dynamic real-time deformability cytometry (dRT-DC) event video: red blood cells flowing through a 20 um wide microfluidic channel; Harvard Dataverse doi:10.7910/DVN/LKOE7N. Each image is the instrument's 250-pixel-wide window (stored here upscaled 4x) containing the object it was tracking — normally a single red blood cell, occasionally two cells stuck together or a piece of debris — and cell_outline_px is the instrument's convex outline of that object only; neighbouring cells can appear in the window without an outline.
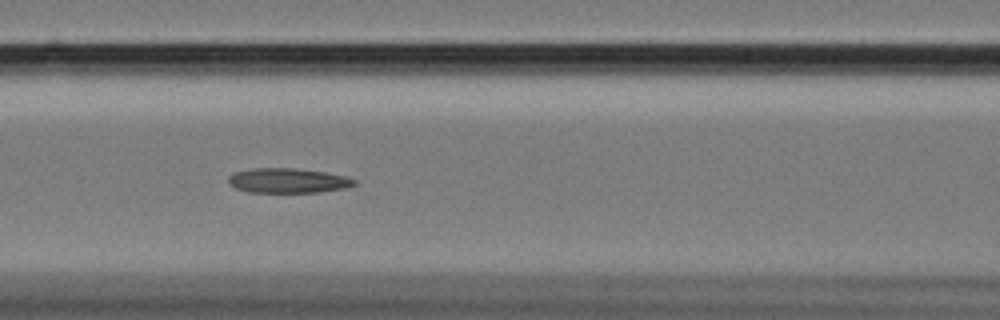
{"species": "Egyptian fruit bat (a non-hibernating species)", "species_latin": "Rousettus aegyptiacus", "temperature_condition": "cold", "stored_images_in_passage": 47, "camera_frame_rate_fps": 3000, "um_per_image_px": 0.085, "animal": {"sex": "female"}, "frame": {"image": 1, "passage_image": 13, "time_ms": 4.0, "image_size_px": [1000, 320], "cell_outline_px": [[356, 184], [348, 188], [320, 192], [248, 192], [236, 188], [228, 180], [228, 176], [232, 172], [252, 168], [292, 168], [324, 172], [348, 176], [356, 180]], "centroid_in_image_um": [24.5, 15.35], "position_along_channel_um": 142.1, "area_um2": 18.26}}
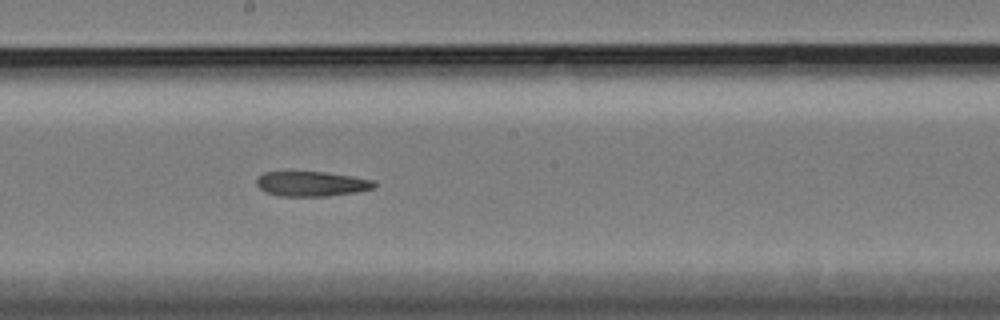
{"frame": {"image": 2, "passage_image": 20, "time_ms": 6.333, "image_size_px": [1000, 320], "cell_outline_px": [[376, 184], [372, 188], [356, 192], [328, 196], [280, 196], [264, 192], [256, 184], [256, 180], [264, 172], [324, 172], [352, 176], [372, 180]], "centroid_in_image_um": [26.45, 15.63], "position_along_channel_um": 221.7, "area_um2": 16.94}}
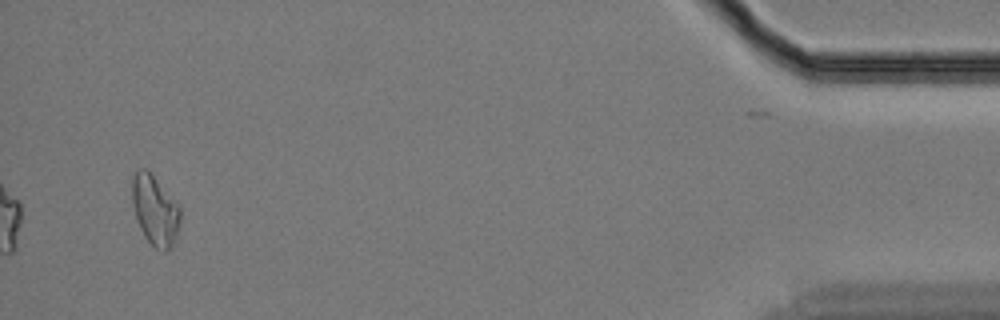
{"frame": {"image": 3, "passage_image": 44, "time_ms": 14.333, "image_size_px": [1000, 320], "cell_outline_px": [[180, 224], [176, 240], [168, 252], [164, 252], [156, 248], [144, 236], [140, 228], [132, 204], [132, 176], [140, 168], [148, 168], [180, 204]], "centroid_in_image_um": [13.21, 17.85], "position_along_channel_um": 422.0, "area_um2": 20.17}}